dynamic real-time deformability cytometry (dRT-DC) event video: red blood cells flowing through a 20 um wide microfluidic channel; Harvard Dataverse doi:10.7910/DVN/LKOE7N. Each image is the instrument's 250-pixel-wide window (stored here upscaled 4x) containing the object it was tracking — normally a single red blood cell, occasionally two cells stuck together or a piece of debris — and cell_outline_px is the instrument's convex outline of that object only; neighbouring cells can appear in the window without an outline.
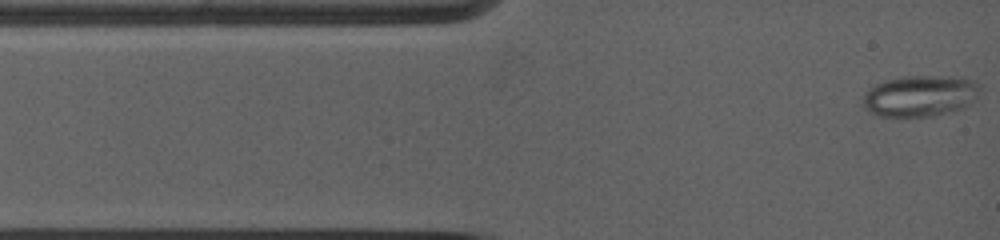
{"species": "common noctule bat (a hibernating species)", "species_latin": "Nyctalus noctula", "temperature_condition": "warm", "stored_images_in_passage": 69, "camera_frame_rate_fps": 5000, "um_per_image_px": 0.085, "animal": {"sex": "female", "body_mass_g": 19.0, "forearm_length_mm": 53.3}, "frame": {"image": 1, "passage_image": 1, "time_ms": 0.0, "image_size_px": [1000, 240], "cell_outline_px": [[980, 92], [976, 100], [964, 108], [932, 116], [880, 116], [868, 112], [860, 104], [864, 92], [868, 88], [876, 84], [888, 80], [904, 76], [964, 76], [976, 80], [980, 84]], "centroid_in_image_um": [78.23, 8.14], "position_along_channel_um": 6.8, "area_um2": 28.78}}
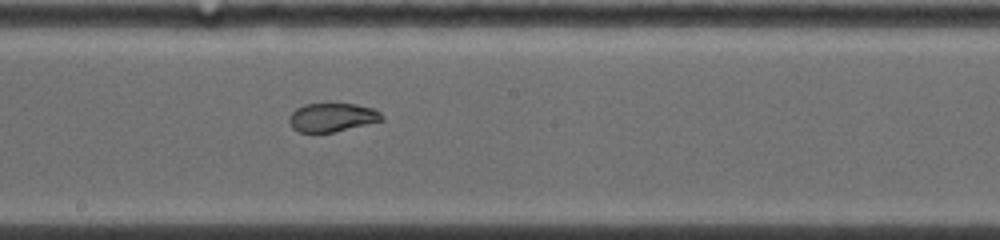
{"frame": {"image": 2, "passage_image": 23, "time_ms": 6.6, "image_size_px": [1000, 240], "cell_outline_px": [[384, 120], [332, 132], [300, 132], [292, 128], [288, 120], [288, 116], [296, 108], [304, 104], [356, 104], [372, 108], [380, 112], [384, 116]], "centroid_in_image_um": [28.21, 9.97], "position_along_channel_um": 220.0, "area_um2": 15.37}}
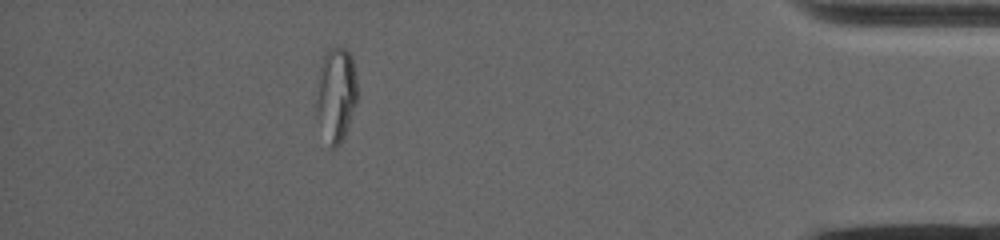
{"frame": {"image": 3, "passage_image": 59, "time_ms": 12.8, "image_size_px": [1000, 240], "cell_outline_px": [[356, 104], [344, 136], [340, 144], [336, 148], [332, 148], [316, 116], [316, 100], [320, 68], [324, 56], [328, 48], [344, 48], [348, 52], [352, 60], [356, 76]], "centroid_in_image_um": [28.56, 8.02], "position_along_channel_um": 406.6, "area_um2": 21.91}}